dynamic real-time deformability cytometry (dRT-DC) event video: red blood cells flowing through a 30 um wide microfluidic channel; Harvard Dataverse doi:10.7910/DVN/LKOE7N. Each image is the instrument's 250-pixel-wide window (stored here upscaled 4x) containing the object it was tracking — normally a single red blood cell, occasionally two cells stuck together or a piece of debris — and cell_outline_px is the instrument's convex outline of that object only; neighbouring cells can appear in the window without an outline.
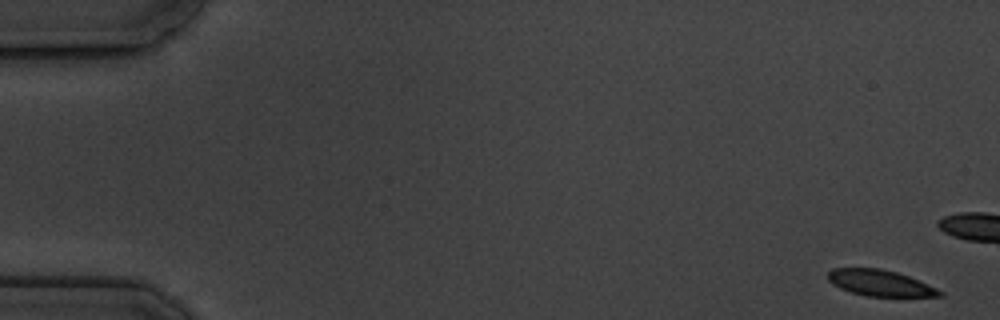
{"species": "common noctule bat (a hibernating species)", "species_latin": "Nyctalus noctula", "temperature_condition": "cold", "stored_images_in_passage": 5, "camera_frame_rate_fps": 3000, "um_per_image_px": 0.085, "animal": {"sex": "male", "body_mass_g": 19.5, "forearm_length_mm": 54.6}, "frame": {"image": 1, "passage_image": 1, "time_ms": 0.0, "image_size_px": [1000, 320], "cell_outline_px": [[944, 296], [868, 296], [852, 292], [840, 288], [832, 284], [828, 280], [828, 272], [832, 268], [880, 268], [896, 272], [908, 276], [936, 288], [944, 292]], "centroid_in_image_um": [74.79, 24.05], "position_along_channel_um": 10.2, "area_um2": 16.82}}